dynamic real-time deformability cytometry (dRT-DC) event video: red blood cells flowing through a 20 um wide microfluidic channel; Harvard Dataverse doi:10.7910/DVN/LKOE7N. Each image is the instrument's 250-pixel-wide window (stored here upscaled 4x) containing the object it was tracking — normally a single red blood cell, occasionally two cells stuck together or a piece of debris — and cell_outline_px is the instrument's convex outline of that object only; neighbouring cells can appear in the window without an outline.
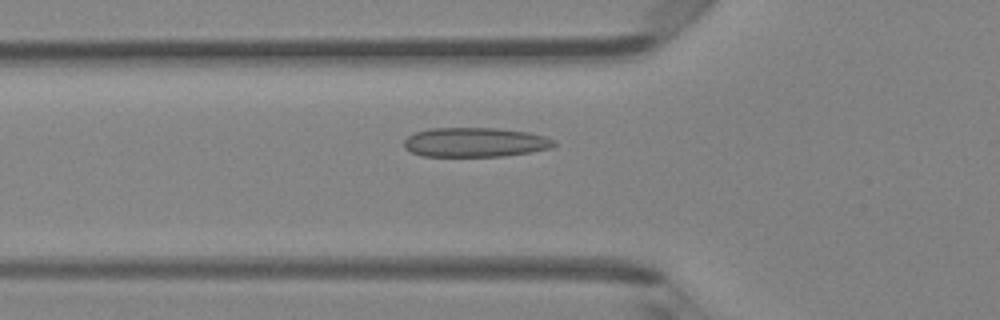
{"species": "Egyptian fruit bat (a non-hibernating species)", "species_latin": "Rousettus aegyptiacus", "temperature_condition": "room temperature", "stored_images_in_passage": 35, "camera_frame_rate_fps": 3000, "um_per_image_px": 0.085, "animal": {"sex": "female"}, "frame": {"image": 1, "passage_image": 9, "time_ms": 2.667, "image_size_px": [1000, 320], "cell_outline_px": [[556, 144], [552, 148], [504, 156], [424, 156], [412, 152], [404, 148], [404, 140], [408, 136], [416, 132], [428, 128], [496, 128], [528, 132], [544, 136], [552, 140]], "centroid_in_image_um": [40.36, 12.09], "position_along_channel_um": 85.4, "area_um2": 25.61}}
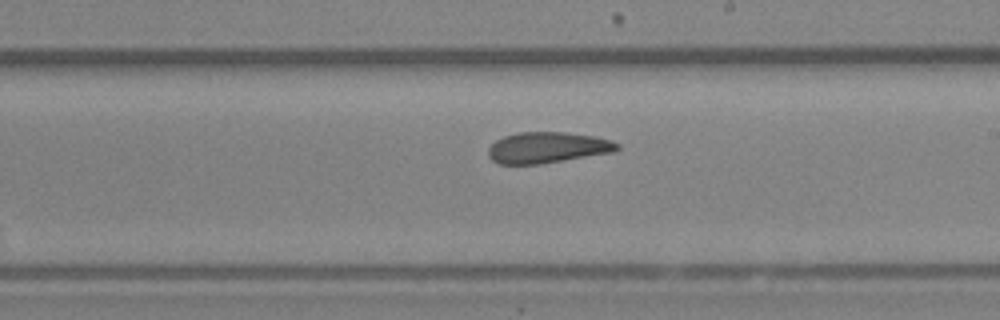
{"frame": {"image": 2, "passage_image": 20, "time_ms": 6.333, "image_size_px": [1000, 320], "cell_outline_px": [[620, 148], [612, 152], [540, 164], [500, 164], [492, 160], [488, 156], [488, 148], [496, 140], [504, 136], [520, 132], [564, 132], [596, 136], [612, 140], [620, 144]], "centroid_in_image_um": [46.54, 12.54], "position_along_channel_um": 242.5, "area_um2": 23.29}}
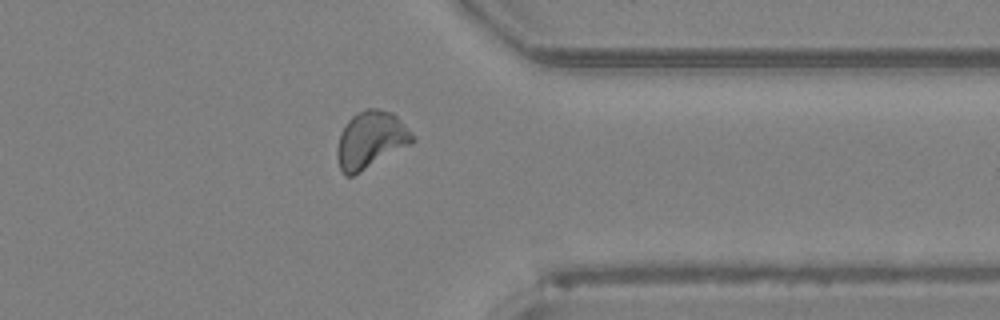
{"frame": {"image": 3, "passage_image": 30, "time_ms": 9.667, "image_size_px": [1000, 320], "cell_outline_px": [[416, 140], [352, 176], [344, 176], [340, 168], [336, 152], [336, 148], [340, 132], [348, 120], [356, 112], [364, 108], [376, 108], [392, 112], [416, 136]], "centroid_in_image_um": [31.48, 11.85], "position_along_channel_um": 379.9, "area_um2": 24.85}}